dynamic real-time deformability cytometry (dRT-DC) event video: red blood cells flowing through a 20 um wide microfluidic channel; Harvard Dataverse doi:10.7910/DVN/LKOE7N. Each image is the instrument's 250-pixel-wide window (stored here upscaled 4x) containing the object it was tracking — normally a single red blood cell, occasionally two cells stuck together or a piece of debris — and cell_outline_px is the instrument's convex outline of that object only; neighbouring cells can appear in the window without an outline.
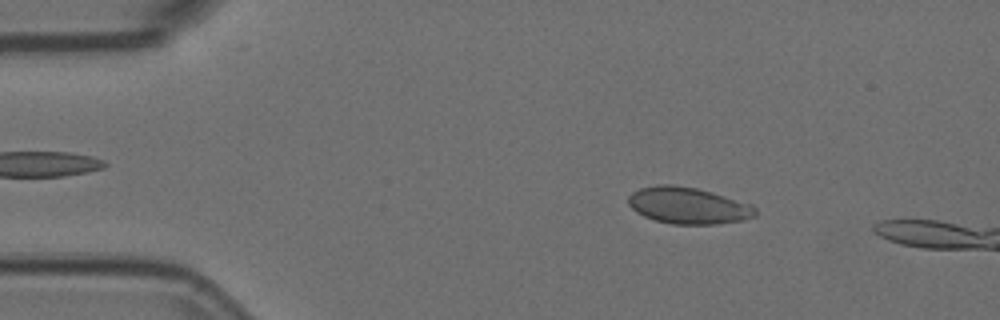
{"species": "Egyptian fruit bat (a non-hibernating species)", "species_latin": "Rousettus aegyptiacus", "temperature_condition": "room temperature", "stored_images_in_passage": 14, "camera_frame_rate_fps": 3000, "um_per_image_px": 0.085, "animal": {"sex": "female"}, "frame": {"image": 1, "passage_image": 8, "time_ms": 2.333, "image_size_px": [1000, 320], "cell_outline_px": [[756, 216], [744, 220], [716, 224], [672, 224], [656, 220], [644, 216], [636, 212], [628, 204], [628, 196], [632, 192], [640, 188], [656, 184], [668, 184], [696, 188], [712, 192], [752, 204], [756, 208]], "centroid_in_image_um": [58.5, 17.47], "position_along_channel_um": 26.5, "area_um2": 27.17}}